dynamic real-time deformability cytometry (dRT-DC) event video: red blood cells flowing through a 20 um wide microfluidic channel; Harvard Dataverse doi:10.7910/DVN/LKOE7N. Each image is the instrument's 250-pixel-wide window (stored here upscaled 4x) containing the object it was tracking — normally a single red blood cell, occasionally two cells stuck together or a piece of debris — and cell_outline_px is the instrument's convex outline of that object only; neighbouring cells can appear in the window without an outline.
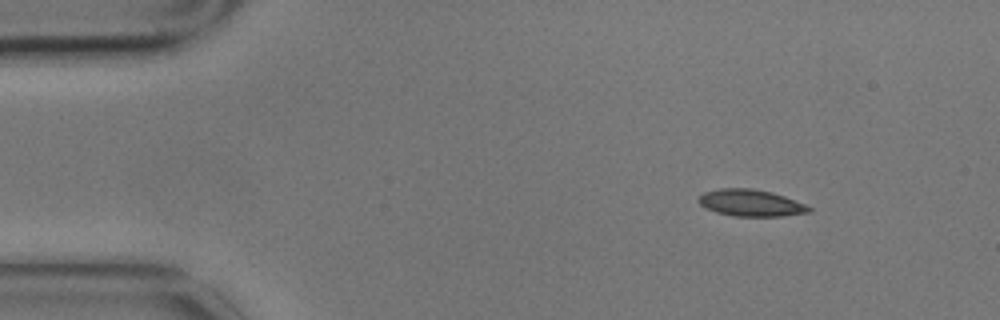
{"species": "common noctule bat (a hibernating species)", "species_latin": "Nyctalus noctula", "temperature_condition": "cold", "stored_images_in_passage": 2, "camera_frame_rate_fps": 3000, "um_per_image_px": 0.085, "animal": {"sex": "male", "body_mass_g": 17.9}, "frame": {"image": 1, "passage_image": 1, "time_ms": 0.0, "image_size_px": [1000, 320], "cell_outline_px": [[812, 212], [780, 216], [732, 216], [716, 212], [700, 204], [700, 196], [704, 192], [720, 188], [752, 188], [772, 192], [784, 196], [804, 204], [812, 208]], "centroid_in_image_um": [63.84, 17.25], "position_along_channel_um": 21.2, "area_um2": 17.05}}